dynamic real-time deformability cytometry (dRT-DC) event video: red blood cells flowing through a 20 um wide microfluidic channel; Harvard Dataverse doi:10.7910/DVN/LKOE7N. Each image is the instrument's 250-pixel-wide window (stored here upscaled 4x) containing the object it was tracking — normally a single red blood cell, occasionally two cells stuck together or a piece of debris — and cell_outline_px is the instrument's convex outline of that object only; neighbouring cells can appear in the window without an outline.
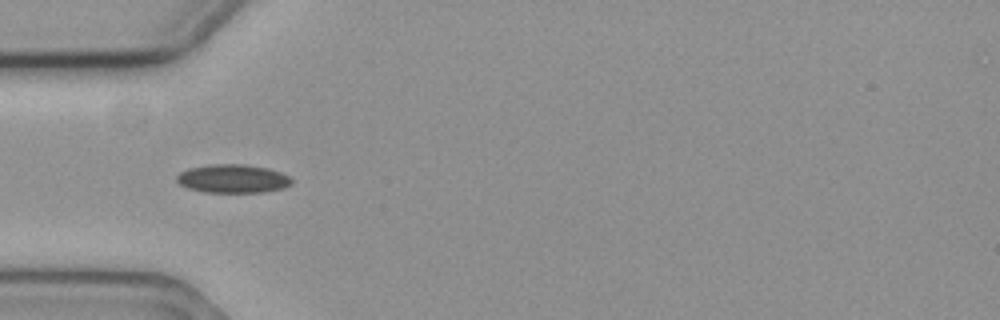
{"species": "common noctule bat (a hibernating species)", "species_latin": "Nyctalus noctula", "temperature_condition": "cold", "stored_images_in_passage": 40, "camera_frame_rate_fps": 3000, "um_per_image_px": 0.085, "animal": {"sex": "female", "body_mass_g": 19.3, "forearm_length_mm": 54.1}, "frame": {"image": 1, "passage_image": 1, "time_ms": 0.0, "image_size_px": [1000, 320], "cell_outline_px": [[292, 184], [284, 188], [264, 192], [204, 192], [188, 188], [180, 184], [176, 180], [176, 176], [180, 172], [188, 168], [212, 164], [244, 164], [268, 168], [280, 172], [288, 176], [292, 180]], "centroid_in_image_um": [19.79, 15.18], "position_along_channel_um": 65.2, "area_um2": 19.13}}
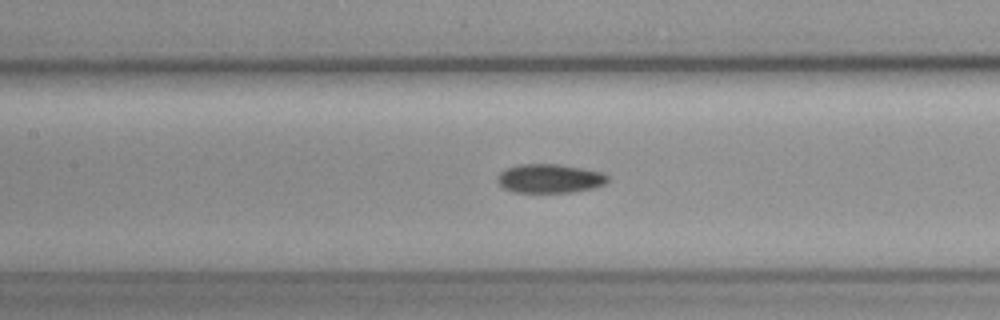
{"frame": {"image": 2, "passage_image": 9, "time_ms": 2.667, "image_size_px": [1000, 320], "cell_outline_px": [[608, 180], [604, 184], [592, 188], [572, 192], [516, 192], [504, 188], [496, 180], [500, 172], [508, 168], [520, 164], [560, 164], [584, 168], [604, 172], [608, 176]], "centroid_in_image_um": [46.75, 15.16], "position_along_channel_um": 160.6, "area_um2": 18.55}}
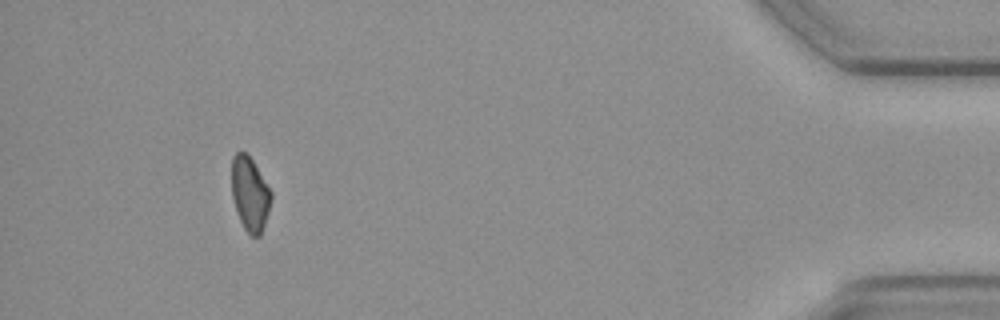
{"frame": {"image": 3, "passage_image": 36, "time_ms": 11.667, "image_size_px": [1000, 320], "cell_outline_px": [[272, 196], [268, 212], [260, 236], [252, 236], [244, 228], [240, 220], [232, 196], [232, 156], [236, 152], [244, 152], [252, 160], [272, 192]], "centroid_in_image_um": [21.24, 16.47], "position_along_channel_um": 414.0, "area_um2": 16.7}, "authors_computed_cell_mechanics": {"area_um2": 18.4382, "velocity_mm_per_s": 3.6022, "shape_relaxation_time_tau1_ms": 4.1514, "shape_relaxation_time_tau2_ms": null, "deformation_change_tau1": 0.057, "deformation_change_tau2": null}}